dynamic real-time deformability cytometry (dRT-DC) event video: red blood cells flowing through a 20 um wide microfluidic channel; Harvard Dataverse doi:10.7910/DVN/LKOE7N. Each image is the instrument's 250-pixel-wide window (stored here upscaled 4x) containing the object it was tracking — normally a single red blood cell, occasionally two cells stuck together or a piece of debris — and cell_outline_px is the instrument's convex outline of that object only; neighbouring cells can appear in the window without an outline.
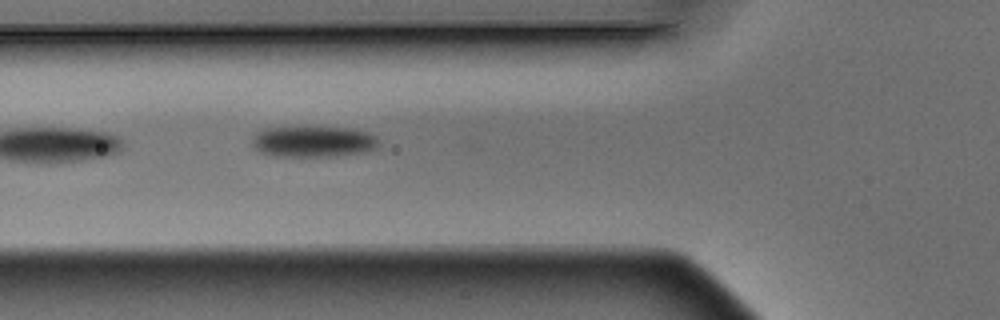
{"species": "Egyptian fruit bat (a non-hibernating species)", "species_latin": "Rousettus aegyptiacus", "temperature_condition": "warm", "stored_images_in_passage": 4, "camera_frame_rate_fps": 3000, "um_per_image_px": 0.085, "animal": {"sex": "male"}, "frame": {"image": 1, "passage_image": 4, "time_ms": 1.0, "image_size_px": [1000, 320], "cell_outline_px": [[380, 148], [368, 152], [340, 156], [272, 156], [260, 152], [252, 144], [252, 140], [264, 128], [352, 128], [368, 132], [376, 136], [380, 140]], "centroid_in_image_um": [26.76, 12.06], "position_along_channel_um": 99.0, "area_um2": 22.95}}